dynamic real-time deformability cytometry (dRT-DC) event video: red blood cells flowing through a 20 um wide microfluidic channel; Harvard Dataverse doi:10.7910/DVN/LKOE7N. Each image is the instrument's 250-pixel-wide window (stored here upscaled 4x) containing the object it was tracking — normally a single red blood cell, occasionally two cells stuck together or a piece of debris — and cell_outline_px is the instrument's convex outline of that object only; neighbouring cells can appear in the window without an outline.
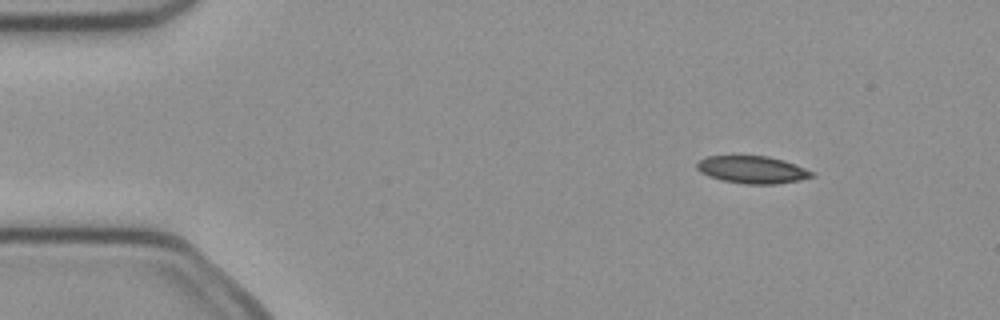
{"species": "common noctule bat (a hibernating species)", "species_latin": "Nyctalus noctula", "temperature_condition": "cold", "stored_images_in_passage": 3, "camera_frame_rate_fps": 3000, "um_per_image_px": 0.085, "animal": {"sex": "female", "body_mass_g": 21.9}, "frame": {"image": 1, "passage_image": 1, "time_ms": 0.0, "image_size_px": [1000, 320], "cell_outline_px": [[816, 176], [800, 180], [776, 184], [744, 184], [724, 180], [708, 176], [700, 172], [696, 168], [696, 164], [700, 160], [708, 156], [768, 156], [784, 160], [796, 164], [816, 172]], "centroid_in_image_um": [64.01, 14.42], "position_along_channel_um": 21.0, "area_um2": 18.5}}